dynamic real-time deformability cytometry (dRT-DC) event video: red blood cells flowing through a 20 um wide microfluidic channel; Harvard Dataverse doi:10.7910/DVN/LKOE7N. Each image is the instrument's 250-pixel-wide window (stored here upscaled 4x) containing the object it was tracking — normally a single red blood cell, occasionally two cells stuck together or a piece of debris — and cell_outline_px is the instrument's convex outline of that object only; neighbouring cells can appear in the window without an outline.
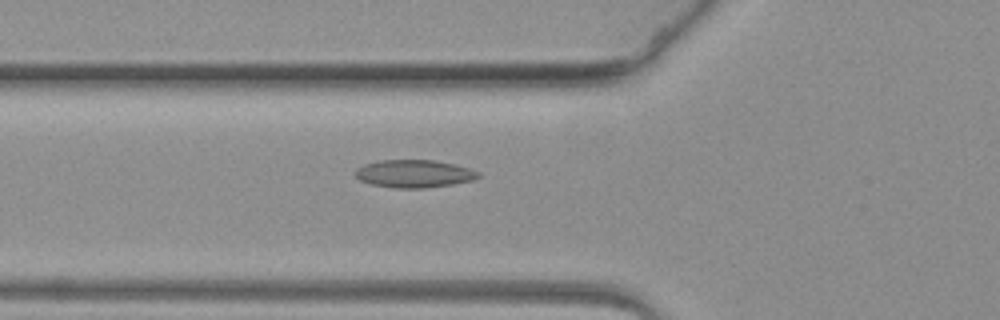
{"species": "common noctule bat (a hibernating species)", "species_latin": "Nyctalus noctula", "temperature_condition": "warm", "stored_images_in_passage": 62, "camera_frame_rate_fps": 3000, "um_per_image_px": 0.085, "animal": {"sex": "female", "body_mass_g": 19.3, "forearm_length_mm": 54.1}, "frame": {"image": 1, "passage_image": 23, "time_ms": 7.333, "image_size_px": [1000, 320], "cell_outline_px": [[480, 176], [472, 180], [452, 184], [424, 188], [396, 188], [372, 184], [360, 180], [356, 176], [356, 168], [364, 164], [380, 160], [432, 160], [456, 164], [480, 172]], "centroid_in_image_um": [35.2, 14.76], "position_along_channel_um": 90.6, "area_um2": 19.77}}
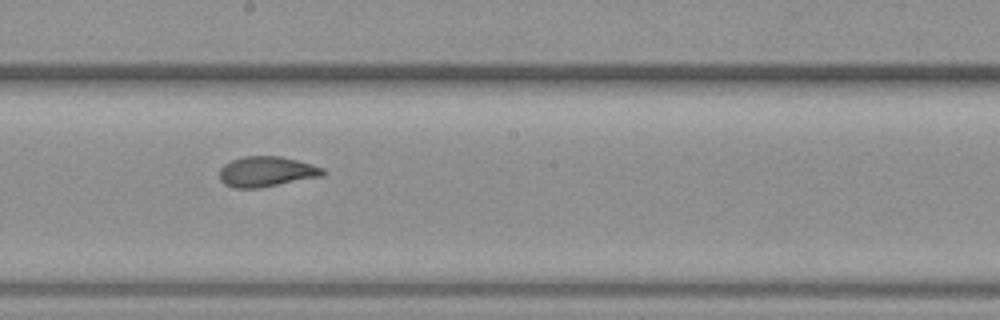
{"frame": {"image": 2, "passage_image": 35, "time_ms": 11.333, "image_size_px": [1000, 320], "cell_outline_px": [[324, 176], [260, 188], [232, 188], [224, 184], [220, 180], [220, 168], [224, 164], [232, 160], [244, 156], [280, 156], [312, 164], [324, 168]], "centroid_in_image_um": [22.65, 14.6], "position_along_channel_um": 225.6, "area_um2": 18.38}}
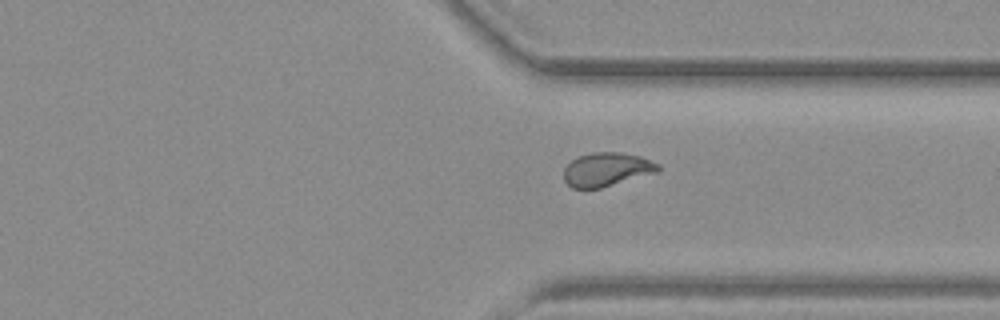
{"frame": {"image": 3, "passage_image": 47, "time_ms": 15.333, "image_size_px": [1000, 320], "cell_outline_px": [[660, 172], [600, 188], [572, 188], [564, 180], [564, 168], [572, 160], [580, 156], [592, 152], [620, 152], [640, 156], [660, 164]], "centroid_in_image_um": [51.61, 14.4], "position_along_channel_um": 359.8, "area_um2": 18.61}}